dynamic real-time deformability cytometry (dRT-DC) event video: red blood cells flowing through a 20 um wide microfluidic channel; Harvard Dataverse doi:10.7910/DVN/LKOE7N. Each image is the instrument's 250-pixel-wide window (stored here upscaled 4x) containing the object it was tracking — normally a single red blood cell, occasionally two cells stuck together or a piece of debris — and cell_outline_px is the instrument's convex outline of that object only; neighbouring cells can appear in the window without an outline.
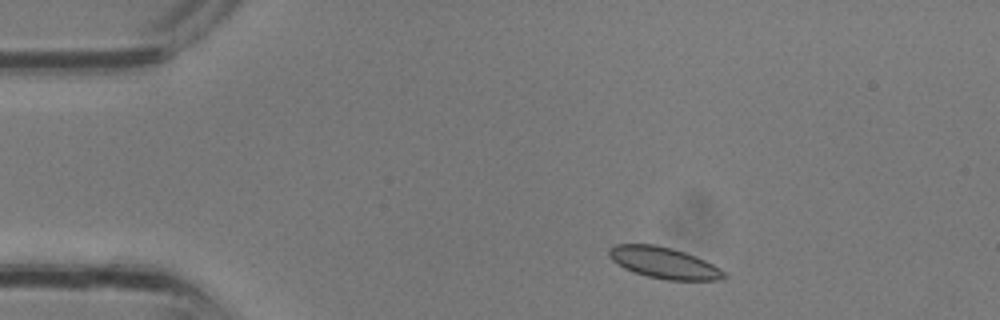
{"species": "common noctule bat (a hibernating species)", "species_latin": "Nyctalus noctula", "temperature_condition": "room temperature", "stored_images_in_passage": 2, "camera_frame_rate_fps": 3000, "um_per_image_px": 0.085, "animal": {"sex": "male", "body_mass_g": 13.3}, "frame": {"image": 1, "passage_image": 1, "time_ms": 0.0, "image_size_px": [1000, 320], "cell_outline_px": [[728, 276], [716, 280], [668, 280], [648, 276], [624, 268], [612, 260], [608, 256], [608, 248], [616, 244], [656, 244], [672, 248], [696, 256], [720, 268]], "centroid_in_image_um": [56.41, 22.32], "position_along_channel_um": 28.6, "area_um2": 20.87}}